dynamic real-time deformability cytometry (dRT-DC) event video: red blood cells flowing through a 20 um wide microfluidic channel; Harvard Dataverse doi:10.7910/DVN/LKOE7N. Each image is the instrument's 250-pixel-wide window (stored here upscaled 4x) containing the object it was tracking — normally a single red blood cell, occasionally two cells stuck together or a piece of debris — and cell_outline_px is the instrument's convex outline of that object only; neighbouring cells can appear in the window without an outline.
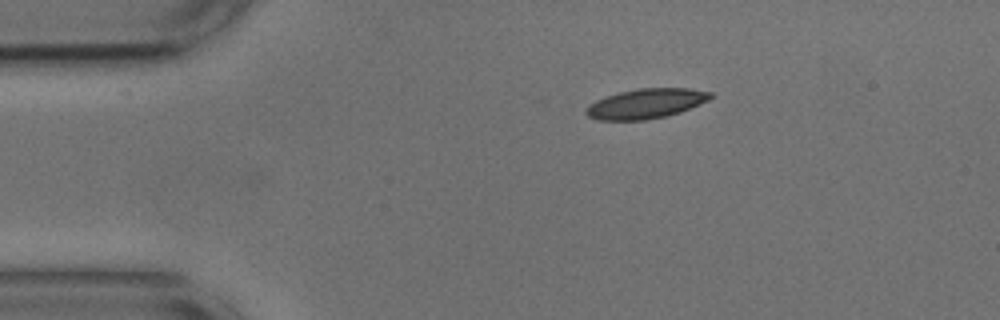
{"species": "common noctule bat (a hibernating species)", "species_latin": "Nyctalus noctula", "temperature_condition": "cold", "stored_images_in_passage": 34, "camera_frame_rate_fps": 3000, "um_per_image_px": 0.085, "animal": {"sex": "male", "body_mass_g": 17.9, "forearm_length_mm": 54.2}, "frame": {"image": 1, "passage_image": 1, "time_ms": 0.0, "image_size_px": [1000, 320], "cell_outline_px": [[712, 96], [708, 100], [700, 104], [680, 112], [664, 116], [644, 120], [596, 120], [588, 116], [584, 112], [588, 104], [596, 100], [620, 92], [640, 88], [688, 88], [712, 92]], "centroid_in_image_um": [54.89, 8.81], "position_along_channel_um": 30.1, "area_um2": 21.5}}
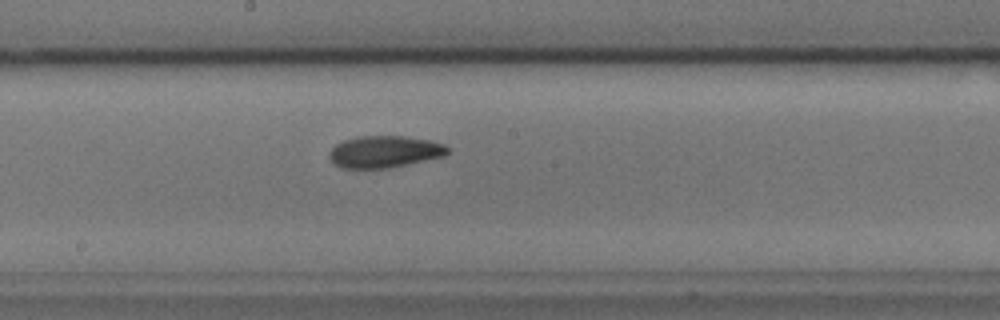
{"frame": {"image": 2, "passage_image": 20, "time_ms": 6.333, "image_size_px": [1000, 320], "cell_outline_px": [[448, 152], [444, 156], [388, 168], [344, 168], [336, 164], [328, 156], [328, 152], [336, 144], [344, 140], [360, 136], [404, 136], [428, 140], [444, 144], [448, 148]], "centroid_in_image_um": [32.67, 12.89], "position_along_channel_um": 215.5, "area_um2": 21.73}}
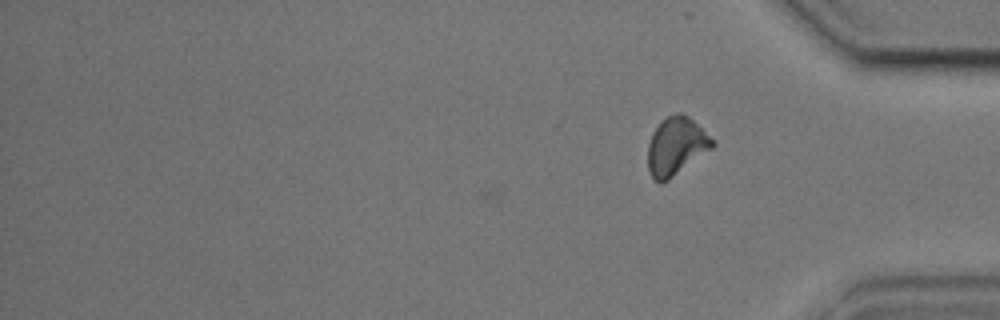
{"frame": {"image": 3, "passage_image": 34, "time_ms": 11.0, "image_size_px": [1000, 320], "cell_outline_px": [[716, 144], [712, 148], [668, 180], [660, 184], [648, 172], [648, 144], [652, 132], [660, 120], [676, 112], [680, 112], [688, 116]], "centroid_in_image_um": [57.42, 12.42], "position_along_channel_um": 377.8, "area_um2": 21.5}, "authors_computed_cell_mechanics": {"area_um2": 21.7906, "velocity_mm_per_s": 3.6338, "shape_relaxation_time_tau1_ms": 3.9494, "shape_relaxation_time_tau2_ms": 5.7415, "deformation_change_tau1": 0.111, "deformation_change_tau2": 0.1186}}